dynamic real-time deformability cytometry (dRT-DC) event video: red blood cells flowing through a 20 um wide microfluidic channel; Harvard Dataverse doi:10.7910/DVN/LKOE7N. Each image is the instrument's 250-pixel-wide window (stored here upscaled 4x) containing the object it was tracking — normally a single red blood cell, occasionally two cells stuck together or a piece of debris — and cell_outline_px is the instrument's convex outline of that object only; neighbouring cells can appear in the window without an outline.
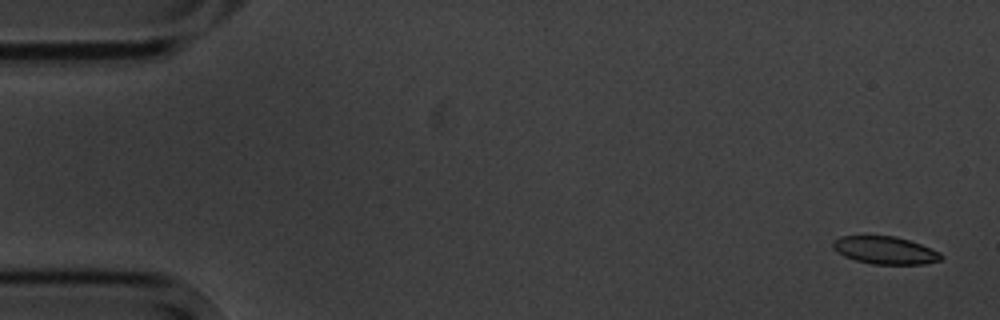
{"species": "common noctule bat (a hibernating species)", "species_latin": "Nyctalus noctula", "temperature_condition": "cold", "stored_images_in_passage": 6, "camera_frame_rate_fps": 3000, "um_per_image_px": 0.085, "animal": {"sex": "male", "body_mass_g": 20.1, "forearm_length_mm": 53.5}, "frame": {"image": 1, "passage_image": 1, "time_ms": 0.0, "image_size_px": [1000, 320], "cell_outline_px": [[944, 256], [940, 260], [924, 264], [872, 264], [856, 260], [844, 256], [836, 252], [832, 248], [832, 240], [840, 236], [896, 236], [920, 244], [940, 252]], "centroid_in_image_um": [75.2, 21.27], "position_along_channel_um": 9.8, "area_um2": 17.46}}
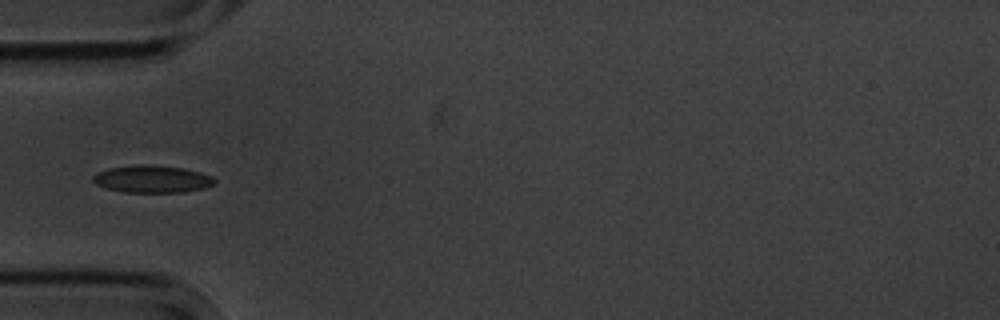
{"frame": {"image": 2, "passage_image": 5, "time_ms": 5.333, "image_size_px": [1000, 320], "cell_outline_px": [[216, 184], [204, 188], [184, 192], [124, 192], [108, 188], [96, 184], [92, 180], [92, 176], [96, 172], [108, 168], [136, 164], [152, 164], [184, 168], [200, 172], [212, 176], [216, 180]], "centroid_in_image_um": [12.94, 15.2], "position_along_channel_um": 72.1, "area_um2": 19.59}}
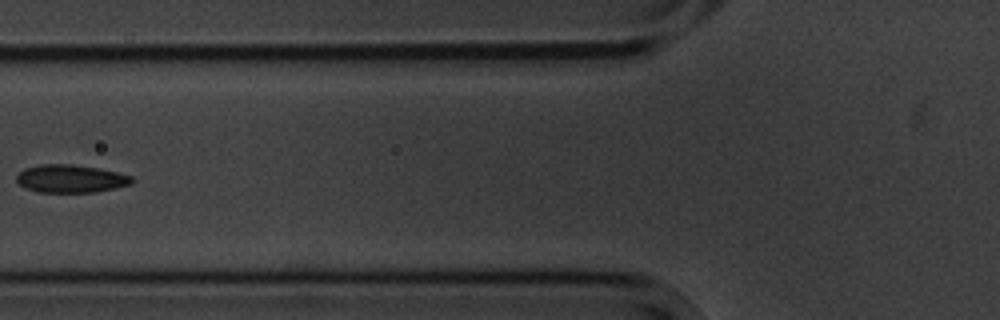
{"frame": {"image": 3, "passage_image": 6, "time_ms": 6.667, "image_size_px": [1000, 320], "cell_outline_px": [[136, 180], [132, 184], [92, 192], [36, 192], [24, 188], [16, 180], [16, 176], [24, 168], [40, 164], [72, 164], [96, 168], [116, 172], [132, 176]], "centroid_in_image_um": [5.98, 15.18], "position_along_channel_um": 119.8, "area_um2": 18.73}}